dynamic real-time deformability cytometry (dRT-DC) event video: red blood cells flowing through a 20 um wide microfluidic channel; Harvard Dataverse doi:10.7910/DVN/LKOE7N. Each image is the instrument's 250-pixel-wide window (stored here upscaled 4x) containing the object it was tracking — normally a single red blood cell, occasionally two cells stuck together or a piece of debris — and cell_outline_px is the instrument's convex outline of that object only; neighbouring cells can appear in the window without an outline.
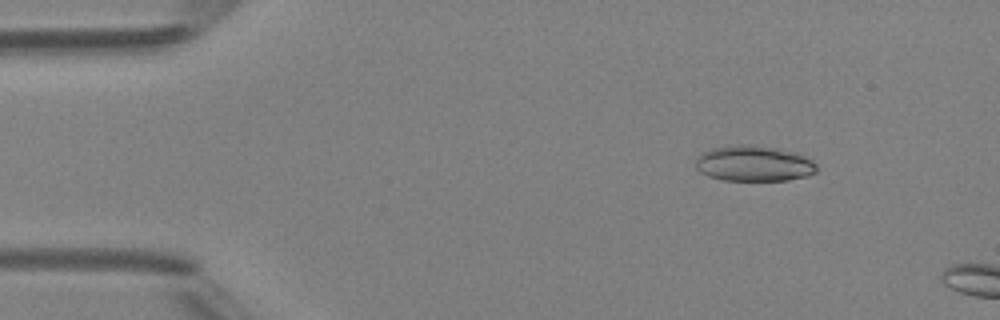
{"species": "Egyptian fruit bat (a non-hibernating species)", "species_latin": "Rousettus aegyptiacus", "temperature_condition": "room temperature", "stored_images_in_passage": 2, "camera_frame_rate_fps": 3000, "um_per_image_px": 0.085, "animal": {"sex": "female"}, "frame": {"image": 1, "passage_image": 1, "time_ms": 0.0, "image_size_px": [1000, 320], "cell_outline_px": [[816, 172], [808, 176], [788, 180], [724, 180], [708, 176], [700, 172], [696, 168], [696, 156], [712, 148], [740, 144], [752, 144], [800, 152], [812, 160], [816, 164]], "centroid_in_image_um": [64.11, 13.89], "position_along_channel_um": 20.9, "area_um2": 25.43}}